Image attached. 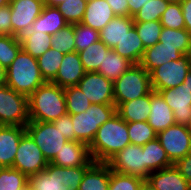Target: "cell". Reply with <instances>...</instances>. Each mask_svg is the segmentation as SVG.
I'll list each match as a JSON object with an SVG mask.
<instances>
[{"mask_svg": "<svg viewBox=\"0 0 191 190\" xmlns=\"http://www.w3.org/2000/svg\"><path fill=\"white\" fill-rule=\"evenodd\" d=\"M89 167L65 168L48 163L45 170L28 176L31 190H79L85 171Z\"/></svg>", "mask_w": 191, "mask_h": 190, "instance_id": "4", "label": "cell"}, {"mask_svg": "<svg viewBox=\"0 0 191 190\" xmlns=\"http://www.w3.org/2000/svg\"><path fill=\"white\" fill-rule=\"evenodd\" d=\"M22 49L19 37L0 35V65L7 69Z\"/></svg>", "mask_w": 191, "mask_h": 190, "instance_id": "35", "label": "cell"}, {"mask_svg": "<svg viewBox=\"0 0 191 190\" xmlns=\"http://www.w3.org/2000/svg\"><path fill=\"white\" fill-rule=\"evenodd\" d=\"M86 71L80 60L79 53L74 51L64 55L55 79L52 83L62 88L77 86Z\"/></svg>", "mask_w": 191, "mask_h": 190, "instance_id": "17", "label": "cell"}, {"mask_svg": "<svg viewBox=\"0 0 191 190\" xmlns=\"http://www.w3.org/2000/svg\"><path fill=\"white\" fill-rule=\"evenodd\" d=\"M67 113L70 115L85 112L91 105L89 99L78 86L64 88Z\"/></svg>", "mask_w": 191, "mask_h": 190, "instance_id": "34", "label": "cell"}, {"mask_svg": "<svg viewBox=\"0 0 191 190\" xmlns=\"http://www.w3.org/2000/svg\"><path fill=\"white\" fill-rule=\"evenodd\" d=\"M142 151L145 153V180L152 172L173 165L157 138L143 145Z\"/></svg>", "mask_w": 191, "mask_h": 190, "instance_id": "27", "label": "cell"}, {"mask_svg": "<svg viewBox=\"0 0 191 190\" xmlns=\"http://www.w3.org/2000/svg\"><path fill=\"white\" fill-rule=\"evenodd\" d=\"M29 121L28 97L7 85L0 86V124L26 126Z\"/></svg>", "mask_w": 191, "mask_h": 190, "instance_id": "7", "label": "cell"}, {"mask_svg": "<svg viewBox=\"0 0 191 190\" xmlns=\"http://www.w3.org/2000/svg\"><path fill=\"white\" fill-rule=\"evenodd\" d=\"M77 86L91 104H115L113 82L98 72H86Z\"/></svg>", "mask_w": 191, "mask_h": 190, "instance_id": "14", "label": "cell"}, {"mask_svg": "<svg viewBox=\"0 0 191 190\" xmlns=\"http://www.w3.org/2000/svg\"><path fill=\"white\" fill-rule=\"evenodd\" d=\"M64 55L65 54L51 47L37 58L39 70L45 82H52L55 79Z\"/></svg>", "mask_w": 191, "mask_h": 190, "instance_id": "33", "label": "cell"}, {"mask_svg": "<svg viewBox=\"0 0 191 190\" xmlns=\"http://www.w3.org/2000/svg\"><path fill=\"white\" fill-rule=\"evenodd\" d=\"M129 144L127 122L116 113L97 130L89 152L95 162L106 163Z\"/></svg>", "mask_w": 191, "mask_h": 190, "instance_id": "1", "label": "cell"}, {"mask_svg": "<svg viewBox=\"0 0 191 190\" xmlns=\"http://www.w3.org/2000/svg\"><path fill=\"white\" fill-rule=\"evenodd\" d=\"M25 132V126L0 127V167H13L19 142Z\"/></svg>", "mask_w": 191, "mask_h": 190, "instance_id": "18", "label": "cell"}, {"mask_svg": "<svg viewBox=\"0 0 191 190\" xmlns=\"http://www.w3.org/2000/svg\"><path fill=\"white\" fill-rule=\"evenodd\" d=\"M106 163L115 172L138 176L145 180V153L141 145H127Z\"/></svg>", "mask_w": 191, "mask_h": 190, "instance_id": "12", "label": "cell"}, {"mask_svg": "<svg viewBox=\"0 0 191 190\" xmlns=\"http://www.w3.org/2000/svg\"><path fill=\"white\" fill-rule=\"evenodd\" d=\"M68 24L57 7L44 5L41 14L30 26L28 31H41L52 36Z\"/></svg>", "mask_w": 191, "mask_h": 190, "instance_id": "24", "label": "cell"}, {"mask_svg": "<svg viewBox=\"0 0 191 190\" xmlns=\"http://www.w3.org/2000/svg\"><path fill=\"white\" fill-rule=\"evenodd\" d=\"M167 0H149L133 16L134 22L160 21L161 15L167 9Z\"/></svg>", "mask_w": 191, "mask_h": 190, "instance_id": "38", "label": "cell"}, {"mask_svg": "<svg viewBox=\"0 0 191 190\" xmlns=\"http://www.w3.org/2000/svg\"><path fill=\"white\" fill-rule=\"evenodd\" d=\"M52 36L41 31H27L20 37L22 49L38 58L51 48Z\"/></svg>", "mask_w": 191, "mask_h": 190, "instance_id": "30", "label": "cell"}, {"mask_svg": "<svg viewBox=\"0 0 191 190\" xmlns=\"http://www.w3.org/2000/svg\"><path fill=\"white\" fill-rule=\"evenodd\" d=\"M0 35L13 36L10 5L0 7Z\"/></svg>", "mask_w": 191, "mask_h": 190, "instance_id": "46", "label": "cell"}, {"mask_svg": "<svg viewBox=\"0 0 191 190\" xmlns=\"http://www.w3.org/2000/svg\"><path fill=\"white\" fill-rule=\"evenodd\" d=\"M28 177L12 167H0V190H22Z\"/></svg>", "mask_w": 191, "mask_h": 190, "instance_id": "37", "label": "cell"}, {"mask_svg": "<svg viewBox=\"0 0 191 190\" xmlns=\"http://www.w3.org/2000/svg\"><path fill=\"white\" fill-rule=\"evenodd\" d=\"M115 114V104H91L85 112L71 115L75 141L89 146L100 126Z\"/></svg>", "mask_w": 191, "mask_h": 190, "instance_id": "6", "label": "cell"}, {"mask_svg": "<svg viewBox=\"0 0 191 190\" xmlns=\"http://www.w3.org/2000/svg\"><path fill=\"white\" fill-rule=\"evenodd\" d=\"M127 128L130 144L143 146L149 141L157 138L156 132L147 121L127 122Z\"/></svg>", "mask_w": 191, "mask_h": 190, "instance_id": "36", "label": "cell"}, {"mask_svg": "<svg viewBox=\"0 0 191 190\" xmlns=\"http://www.w3.org/2000/svg\"><path fill=\"white\" fill-rule=\"evenodd\" d=\"M157 139L173 164L191 152V131L188 126L174 124L159 132Z\"/></svg>", "mask_w": 191, "mask_h": 190, "instance_id": "11", "label": "cell"}, {"mask_svg": "<svg viewBox=\"0 0 191 190\" xmlns=\"http://www.w3.org/2000/svg\"><path fill=\"white\" fill-rule=\"evenodd\" d=\"M191 71V54H186L178 60L166 62L150 73L152 90L169 89L179 86Z\"/></svg>", "mask_w": 191, "mask_h": 190, "instance_id": "9", "label": "cell"}, {"mask_svg": "<svg viewBox=\"0 0 191 190\" xmlns=\"http://www.w3.org/2000/svg\"><path fill=\"white\" fill-rule=\"evenodd\" d=\"M145 183L141 177L121 174L110 169V182L108 190H140Z\"/></svg>", "mask_w": 191, "mask_h": 190, "instance_id": "41", "label": "cell"}, {"mask_svg": "<svg viewBox=\"0 0 191 190\" xmlns=\"http://www.w3.org/2000/svg\"><path fill=\"white\" fill-rule=\"evenodd\" d=\"M160 23L164 28L184 29L185 21L180 3H169L161 15Z\"/></svg>", "mask_w": 191, "mask_h": 190, "instance_id": "44", "label": "cell"}, {"mask_svg": "<svg viewBox=\"0 0 191 190\" xmlns=\"http://www.w3.org/2000/svg\"><path fill=\"white\" fill-rule=\"evenodd\" d=\"M183 84H186V86L191 89V71L186 75Z\"/></svg>", "mask_w": 191, "mask_h": 190, "instance_id": "53", "label": "cell"}, {"mask_svg": "<svg viewBox=\"0 0 191 190\" xmlns=\"http://www.w3.org/2000/svg\"><path fill=\"white\" fill-rule=\"evenodd\" d=\"M9 3H10V0H0V7L9 5Z\"/></svg>", "mask_w": 191, "mask_h": 190, "instance_id": "55", "label": "cell"}, {"mask_svg": "<svg viewBox=\"0 0 191 190\" xmlns=\"http://www.w3.org/2000/svg\"><path fill=\"white\" fill-rule=\"evenodd\" d=\"M173 110L176 124L191 125V89L186 84L158 91Z\"/></svg>", "mask_w": 191, "mask_h": 190, "instance_id": "15", "label": "cell"}, {"mask_svg": "<svg viewBox=\"0 0 191 190\" xmlns=\"http://www.w3.org/2000/svg\"><path fill=\"white\" fill-rule=\"evenodd\" d=\"M134 27L145 49L159 42L163 28L160 21L134 22Z\"/></svg>", "mask_w": 191, "mask_h": 190, "instance_id": "39", "label": "cell"}, {"mask_svg": "<svg viewBox=\"0 0 191 190\" xmlns=\"http://www.w3.org/2000/svg\"><path fill=\"white\" fill-rule=\"evenodd\" d=\"M115 106L141 98L152 91L150 74L140 65L133 64L113 82Z\"/></svg>", "mask_w": 191, "mask_h": 190, "instance_id": "5", "label": "cell"}, {"mask_svg": "<svg viewBox=\"0 0 191 190\" xmlns=\"http://www.w3.org/2000/svg\"><path fill=\"white\" fill-rule=\"evenodd\" d=\"M109 47L102 41H98L89 45L85 50L79 53L80 60L86 72H93L99 69L100 64H103L105 53H108Z\"/></svg>", "mask_w": 191, "mask_h": 190, "instance_id": "32", "label": "cell"}, {"mask_svg": "<svg viewBox=\"0 0 191 190\" xmlns=\"http://www.w3.org/2000/svg\"><path fill=\"white\" fill-rule=\"evenodd\" d=\"M110 167L107 163L94 162L84 173L79 190H108Z\"/></svg>", "mask_w": 191, "mask_h": 190, "instance_id": "26", "label": "cell"}, {"mask_svg": "<svg viewBox=\"0 0 191 190\" xmlns=\"http://www.w3.org/2000/svg\"><path fill=\"white\" fill-rule=\"evenodd\" d=\"M44 83L37 58L21 49L12 64L6 69V85L29 97Z\"/></svg>", "mask_w": 191, "mask_h": 190, "instance_id": "3", "label": "cell"}, {"mask_svg": "<svg viewBox=\"0 0 191 190\" xmlns=\"http://www.w3.org/2000/svg\"><path fill=\"white\" fill-rule=\"evenodd\" d=\"M22 190H31V188L27 185Z\"/></svg>", "mask_w": 191, "mask_h": 190, "instance_id": "57", "label": "cell"}, {"mask_svg": "<svg viewBox=\"0 0 191 190\" xmlns=\"http://www.w3.org/2000/svg\"><path fill=\"white\" fill-rule=\"evenodd\" d=\"M151 108V92L141 98L120 103L116 113L126 122L147 121Z\"/></svg>", "mask_w": 191, "mask_h": 190, "instance_id": "23", "label": "cell"}, {"mask_svg": "<svg viewBox=\"0 0 191 190\" xmlns=\"http://www.w3.org/2000/svg\"><path fill=\"white\" fill-rule=\"evenodd\" d=\"M182 177L191 184V152L173 164Z\"/></svg>", "mask_w": 191, "mask_h": 190, "instance_id": "47", "label": "cell"}, {"mask_svg": "<svg viewBox=\"0 0 191 190\" xmlns=\"http://www.w3.org/2000/svg\"><path fill=\"white\" fill-rule=\"evenodd\" d=\"M48 161L31 136L25 132L19 142L13 167L27 177L46 169Z\"/></svg>", "mask_w": 191, "mask_h": 190, "instance_id": "10", "label": "cell"}, {"mask_svg": "<svg viewBox=\"0 0 191 190\" xmlns=\"http://www.w3.org/2000/svg\"><path fill=\"white\" fill-rule=\"evenodd\" d=\"M145 182L153 190H191V184L174 165L152 172Z\"/></svg>", "mask_w": 191, "mask_h": 190, "instance_id": "19", "label": "cell"}, {"mask_svg": "<svg viewBox=\"0 0 191 190\" xmlns=\"http://www.w3.org/2000/svg\"><path fill=\"white\" fill-rule=\"evenodd\" d=\"M64 1L65 0H44V5L49 6V7H57Z\"/></svg>", "mask_w": 191, "mask_h": 190, "instance_id": "51", "label": "cell"}, {"mask_svg": "<svg viewBox=\"0 0 191 190\" xmlns=\"http://www.w3.org/2000/svg\"><path fill=\"white\" fill-rule=\"evenodd\" d=\"M169 3H181L182 0H167Z\"/></svg>", "mask_w": 191, "mask_h": 190, "instance_id": "56", "label": "cell"}, {"mask_svg": "<svg viewBox=\"0 0 191 190\" xmlns=\"http://www.w3.org/2000/svg\"><path fill=\"white\" fill-rule=\"evenodd\" d=\"M133 26V17L116 16L99 32L100 41L113 49Z\"/></svg>", "mask_w": 191, "mask_h": 190, "instance_id": "25", "label": "cell"}, {"mask_svg": "<svg viewBox=\"0 0 191 190\" xmlns=\"http://www.w3.org/2000/svg\"><path fill=\"white\" fill-rule=\"evenodd\" d=\"M116 16H129L127 0H106Z\"/></svg>", "mask_w": 191, "mask_h": 190, "instance_id": "48", "label": "cell"}, {"mask_svg": "<svg viewBox=\"0 0 191 190\" xmlns=\"http://www.w3.org/2000/svg\"><path fill=\"white\" fill-rule=\"evenodd\" d=\"M182 56L183 54L176 47L163 46L162 43L158 42L145 49L139 64L150 74L162 64L178 60Z\"/></svg>", "mask_w": 191, "mask_h": 190, "instance_id": "22", "label": "cell"}, {"mask_svg": "<svg viewBox=\"0 0 191 190\" xmlns=\"http://www.w3.org/2000/svg\"><path fill=\"white\" fill-rule=\"evenodd\" d=\"M13 36L21 37L41 14L44 0H10Z\"/></svg>", "mask_w": 191, "mask_h": 190, "instance_id": "13", "label": "cell"}, {"mask_svg": "<svg viewBox=\"0 0 191 190\" xmlns=\"http://www.w3.org/2000/svg\"><path fill=\"white\" fill-rule=\"evenodd\" d=\"M115 17L106 0H87L81 23L100 32Z\"/></svg>", "mask_w": 191, "mask_h": 190, "instance_id": "21", "label": "cell"}, {"mask_svg": "<svg viewBox=\"0 0 191 190\" xmlns=\"http://www.w3.org/2000/svg\"><path fill=\"white\" fill-rule=\"evenodd\" d=\"M180 5L185 21V29L191 34V0H182Z\"/></svg>", "mask_w": 191, "mask_h": 190, "instance_id": "49", "label": "cell"}, {"mask_svg": "<svg viewBox=\"0 0 191 190\" xmlns=\"http://www.w3.org/2000/svg\"><path fill=\"white\" fill-rule=\"evenodd\" d=\"M140 190H153V189L145 182L143 186L140 188Z\"/></svg>", "mask_w": 191, "mask_h": 190, "instance_id": "54", "label": "cell"}, {"mask_svg": "<svg viewBox=\"0 0 191 190\" xmlns=\"http://www.w3.org/2000/svg\"><path fill=\"white\" fill-rule=\"evenodd\" d=\"M150 109V115L147 122L156 134L176 124L173 110L164 101L161 94L154 90L151 91Z\"/></svg>", "mask_w": 191, "mask_h": 190, "instance_id": "20", "label": "cell"}, {"mask_svg": "<svg viewBox=\"0 0 191 190\" xmlns=\"http://www.w3.org/2000/svg\"><path fill=\"white\" fill-rule=\"evenodd\" d=\"M76 52L85 50L89 45L100 40L99 31L82 23L74 24Z\"/></svg>", "mask_w": 191, "mask_h": 190, "instance_id": "43", "label": "cell"}, {"mask_svg": "<svg viewBox=\"0 0 191 190\" xmlns=\"http://www.w3.org/2000/svg\"><path fill=\"white\" fill-rule=\"evenodd\" d=\"M129 5V17H133L149 0H127Z\"/></svg>", "mask_w": 191, "mask_h": 190, "instance_id": "50", "label": "cell"}, {"mask_svg": "<svg viewBox=\"0 0 191 190\" xmlns=\"http://www.w3.org/2000/svg\"><path fill=\"white\" fill-rule=\"evenodd\" d=\"M30 121L53 122L67 114L64 88L45 82L28 97Z\"/></svg>", "mask_w": 191, "mask_h": 190, "instance_id": "2", "label": "cell"}, {"mask_svg": "<svg viewBox=\"0 0 191 190\" xmlns=\"http://www.w3.org/2000/svg\"><path fill=\"white\" fill-rule=\"evenodd\" d=\"M87 0H65L57 9L69 24L81 23L86 9Z\"/></svg>", "mask_w": 191, "mask_h": 190, "instance_id": "42", "label": "cell"}, {"mask_svg": "<svg viewBox=\"0 0 191 190\" xmlns=\"http://www.w3.org/2000/svg\"><path fill=\"white\" fill-rule=\"evenodd\" d=\"M113 50L121 57L128 59L133 64H139L144 54L145 48L139 38L137 30L133 26L124 38L115 45Z\"/></svg>", "mask_w": 191, "mask_h": 190, "instance_id": "28", "label": "cell"}, {"mask_svg": "<svg viewBox=\"0 0 191 190\" xmlns=\"http://www.w3.org/2000/svg\"><path fill=\"white\" fill-rule=\"evenodd\" d=\"M54 126L56 129H59L62 132V135L68 140V141H75V132L73 130V124L71 120L70 114H65L55 121H53Z\"/></svg>", "mask_w": 191, "mask_h": 190, "instance_id": "45", "label": "cell"}, {"mask_svg": "<svg viewBox=\"0 0 191 190\" xmlns=\"http://www.w3.org/2000/svg\"><path fill=\"white\" fill-rule=\"evenodd\" d=\"M94 162L87 144L79 141H67L50 163L59 167L72 168L90 167Z\"/></svg>", "mask_w": 191, "mask_h": 190, "instance_id": "16", "label": "cell"}, {"mask_svg": "<svg viewBox=\"0 0 191 190\" xmlns=\"http://www.w3.org/2000/svg\"><path fill=\"white\" fill-rule=\"evenodd\" d=\"M159 42L163 46L176 47L183 55L191 54V34L184 29L162 28Z\"/></svg>", "mask_w": 191, "mask_h": 190, "instance_id": "31", "label": "cell"}, {"mask_svg": "<svg viewBox=\"0 0 191 190\" xmlns=\"http://www.w3.org/2000/svg\"><path fill=\"white\" fill-rule=\"evenodd\" d=\"M51 47L63 54L76 51L74 24H68L65 28L52 35Z\"/></svg>", "mask_w": 191, "mask_h": 190, "instance_id": "40", "label": "cell"}, {"mask_svg": "<svg viewBox=\"0 0 191 190\" xmlns=\"http://www.w3.org/2000/svg\"><path fill=\"white\" fill-rule=\"evenodd\" d=\"M132 65L133 63L128 59L121 57L113 49H110L108 53H105L103 64H100L99 69L96 72L114 82Z\"/></svg>", "mask_w": 191, "mask_h": 190, "instance_id": "29", "label": "cell"}, {"mask_svg": "<svg viewBox=\"0 0 191 190\" xmlns=\"http://www.w3.org/2000/svg\"><path fill=\"white\" fill-rule=\"evenodd\" d=\"M25 129L49 163L68 141L53 122L29 121Z\"/></svg>", "mask_w": 191, "mask_h": 190, "instance_id": "8", "label": "cell"}, {"mask_svg": "<svg viewBox=\"0 0 191 190\" xmlns=\"http://www.w3.org/2000/svg\"><path fill=\"white\" fill-rule=\"evenodd\" d=\"M6 85V69L0 65V86Z\"/></svg>", "mask_w": 191, "mask_h": 190, "instance_id": "52", "label": "cell"}]
</instances>
